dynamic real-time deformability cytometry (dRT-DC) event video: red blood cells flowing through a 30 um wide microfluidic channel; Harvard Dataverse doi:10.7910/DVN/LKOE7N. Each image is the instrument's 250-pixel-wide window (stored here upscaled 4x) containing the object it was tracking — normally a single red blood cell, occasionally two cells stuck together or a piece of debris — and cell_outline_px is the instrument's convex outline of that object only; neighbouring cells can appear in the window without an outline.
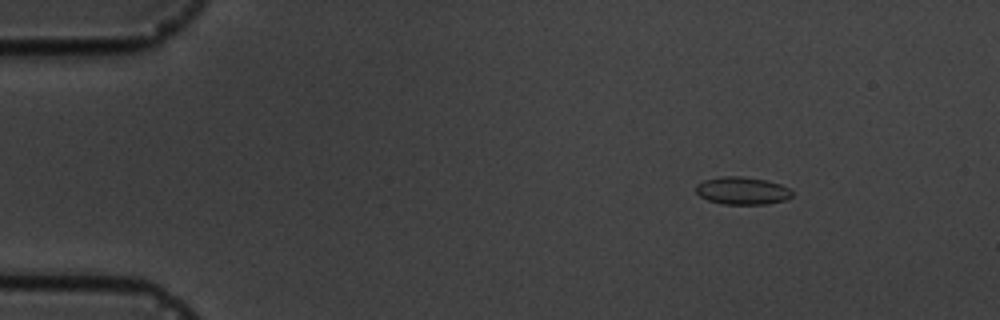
{"species": "common noctule bat (a hibernating species)", "species_latin": "Nyctalus noctula", "temperature_condition": "cold", "stored_images_in_passage": 14, "camera_frame_rate_fps": 3000, "um_per_image_px": 0.085, "animal": {"sex": "male", "body_mass_g": 19.5, "forearm_length_mm": 54.6}, "frame": {"image": 1, "passage_image": 1, "time_ms": 0.0, "image_size_px": [1000, 320], "cell_outline_px": [[792, 196], [784, 200], [768, 204], [720, 204], [708, 200], [700, 196], [696, 192], [696, 184], [704, 180], [724, 176], [740, 176], [768, 180], [780, 184], [788, 188], [792, 192]], "centroid_in_image_um": [63.08, 16.21], "position_along_channel_um": 21.9, "area_um2": 15.49}}
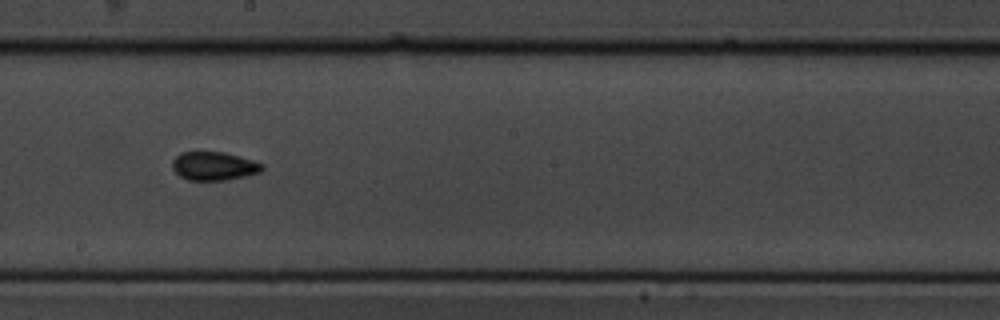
{"frame": {"image": 2, "passage_image": 7, "time_ms": 8.0, "image_size_px": [1000, 320], "cell_outline_px": [[264, 168], [260, 172], [244, 176], [224, 180], [188, 180], [180, 176], [172, 168], [172, 160], [180, 152], [224, 152], [240, 156], [264, 164]], "centroid_in_image_um": [18.17, 14.11], "position_along_channel_um": 230.0, "area_um2": 14.91}}
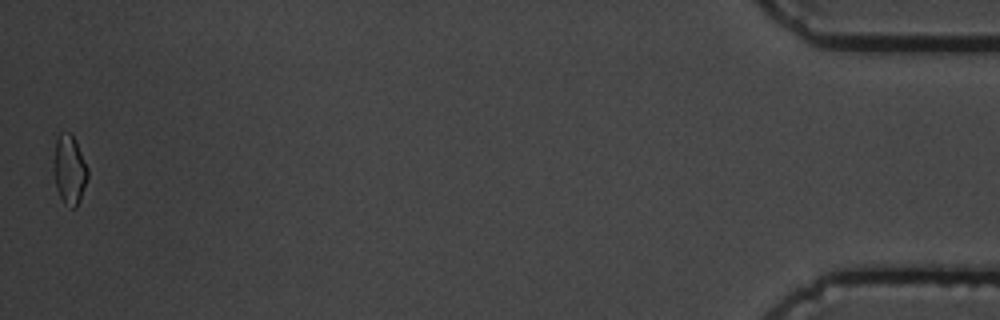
{"frame": {"image": 3, "passage_image": 14, "time_ms": 16.0, "image_size_px": [1000, 320], "cell_outline_px": [[88, 176], [80, 200], [76, 208], [72, 208], [64, 204], [56, 188], [52, 172], [52, 164], [56, 136], [60, 132], [68, 132], [72, 136], [88, 168]], "centroid_in_image_um": [5.85, 14.44], "position_along_channel_um": 429.3, "area_um2": 13.93}, "authors_computed_cell_mechanics": {"area_um2": 14.45, "velocity_mm_per_s": 3.6148, "shape_relaxation_time_tau1_ms": 3.199, "shape_relaxation_time_tau2_ms": 3.6759, "deformation_change_tau1": 0.0851, "deformation_change_tau2": 0.0512}}